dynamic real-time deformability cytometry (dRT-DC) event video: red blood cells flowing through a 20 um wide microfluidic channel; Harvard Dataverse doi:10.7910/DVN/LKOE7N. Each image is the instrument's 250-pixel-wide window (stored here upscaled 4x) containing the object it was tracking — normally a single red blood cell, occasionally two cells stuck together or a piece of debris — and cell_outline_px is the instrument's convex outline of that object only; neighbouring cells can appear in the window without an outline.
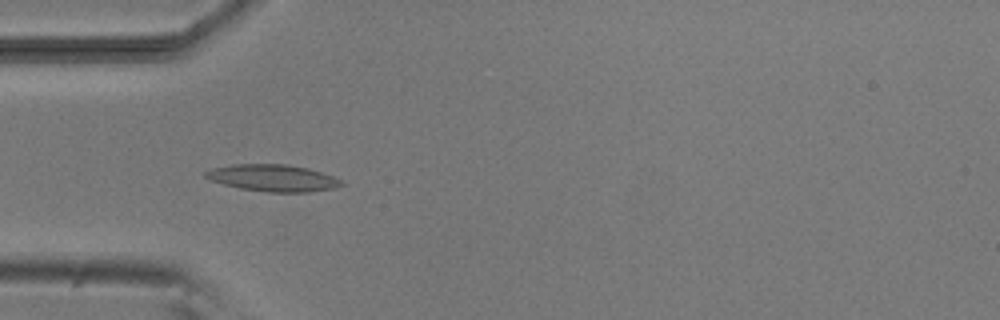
{"species": "common noctule bat (a hibernating species)", "species_latin": "Nyctalus noctula", "temperature_condition": "room temperature", "stored_images_in_passage": 6, "camera_frame_rate_fps": 3000, "um_per_image_px": 0.085, "animal": {"sex": "male", "body_mass_g": 20.5, "forearm_length_mm": 52.5}, "frame": {"image": 1, "passage_image": 5, "time_ms": 4.333, "image_size_px": [1000, 320], "cell_outline_px": [[344, 184], [336, 188], [308, 192], [268, 192], [240, 188], [224, 184], [212, 180], [204, 176], [204, 172], [212, 168], [232, 164], [288, 164], [308, 168], [332, 176], [340, 180]], "centroid_in_image_um": [23.2, 15.12], "position_along_channel_um": 61.8, "area_um2": 21.15}}
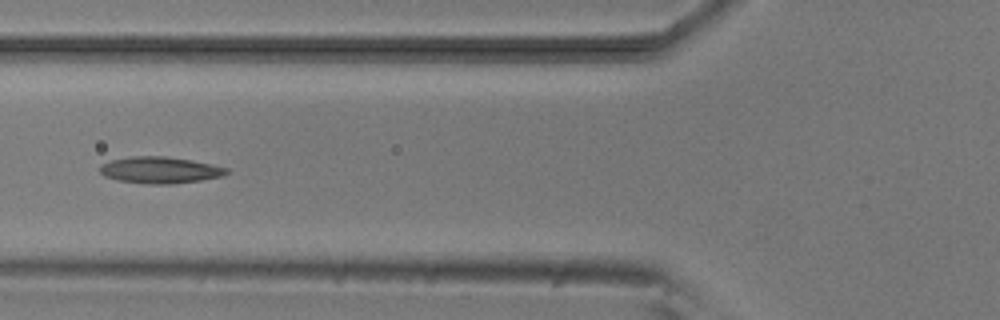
{"frame": {"image": 2, "passage_image": 6, "time_ms": 5.667, "image_size_px": [1000, 320], "cell_outline_px": [[232, 172], [224, 176], [200, 180], [168, 184], [148, 184], [116, 180], [104, 176], [100, 172], [100, 164], [112, 160], [132, 156], [164, 156], [192, 160], [228, 168]], "centroid_in_image_um": [13.61, 14.45], "position_along_channel_um": 112.2, "area_um2": 19.65}}